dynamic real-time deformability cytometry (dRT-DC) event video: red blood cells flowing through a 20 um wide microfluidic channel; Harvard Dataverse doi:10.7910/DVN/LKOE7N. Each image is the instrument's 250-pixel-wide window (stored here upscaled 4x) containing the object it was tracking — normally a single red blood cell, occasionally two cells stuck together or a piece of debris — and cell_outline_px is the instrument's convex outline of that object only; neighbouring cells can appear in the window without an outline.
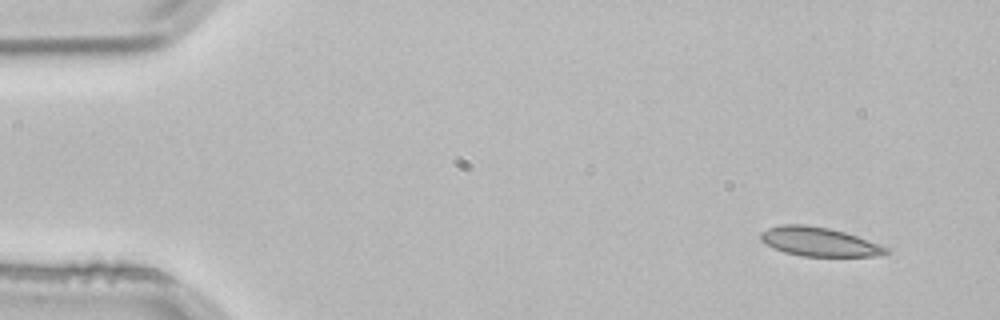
{"species": "common noctule bat (a hibernating species)", "species_latin": "Nyctalus noctula", "temperature_condition": "room temperature", "stored_images_in_passage": 3, "camera_frame_rate_fps": 3000, "um_per_image_px": 0.085, "animal": {"sex": "male", "body_mass_g": 21.5, "forearm_length_mm": 52.0}, "frame": {"image": 1, "passage_image": 1, "time_ms": 0.0, "image_size_px": [1000, 320], "cell_outline_px": [[892, 252], [884, 256], [800, 256], [784, 252], [764, 244], [760, 240], [760, 232], [768, 228], [780, 224], [804, 224], [828, 228], [844, 232], [856, 236], [888, 248]], "centroid_in_image_um": [69.6, 20.55], "position_along_channel_um": 15.4, "area_um2": 21.27}}
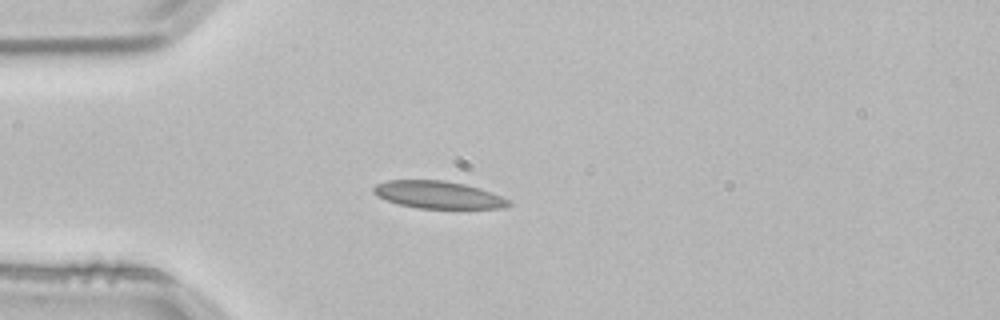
{"frame": {"image": 2, "passage_image": 3, "time_ms": 0.667, "image_size_px": [1000, 320], "cell_outline_px": [[512, 204], [504, 208], [416, 208], [400, 204], [388, 200], [372, 192], [372, 188], [376, 184], [388, 180], [444, 180], [464, 184], [480, 188], [500, 196], [508, 200]], "centroid_in_image_um": [37.24, 16.55], "position_along_channel_um": 47.8, "area_um2": 21.33}}